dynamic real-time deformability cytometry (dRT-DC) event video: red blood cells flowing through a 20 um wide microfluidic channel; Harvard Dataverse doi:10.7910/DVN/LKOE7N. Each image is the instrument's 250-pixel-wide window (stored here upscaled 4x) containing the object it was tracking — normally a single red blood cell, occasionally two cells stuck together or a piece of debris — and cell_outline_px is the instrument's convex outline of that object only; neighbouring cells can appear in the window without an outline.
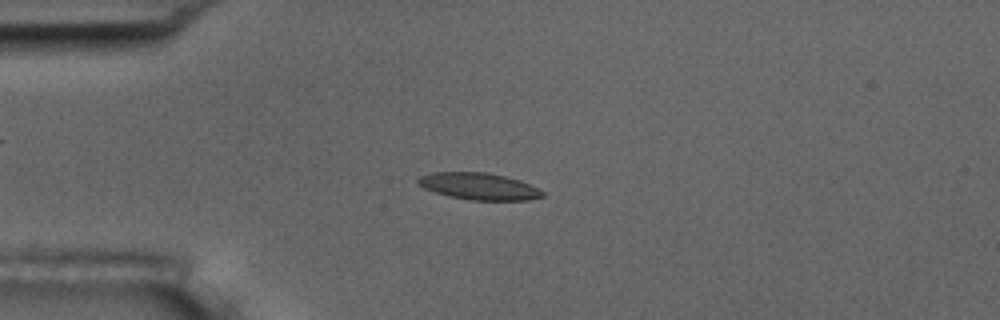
{"species": "common noctule bat (a hibernating species)", "species_latin": "Nyctalus noctula", "temperature_condition": "room temperature", "stored_images_in_passage": 56, "camera_frame_rate_fps": 3000, "um_per_image_px": 0.085, "animal": {"sex": "male", "body_mass_g": 17.5, "forearm_length_mm": 52.3}, "frame": {"image": 1, "passage_image": 14, "time_ms": 4.333, "image_size_px": [1000, 320], "cell_outline_px": [[544, 196], [528, 200], [472, 200], [448, 196], [424, 188], [416, 180], [420, 176], [432, 172], [484, 172], [504, 176], [520, 180], [544, 192]], "centroid_in_image_um": [40.7, 15.83], "position_along_channel_um": 44.3, "area_um2": 19.25}}
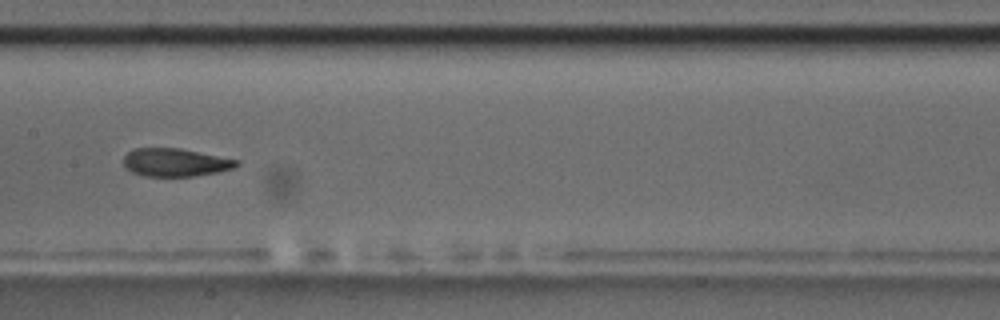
{"frame": {"image": 2, "passage_image": 28, "time_ms": 9.0, "image_size_px": [1000, 320], "cell_outline_px": [[240, 164], [236, 168], [216, 172], [192, 176], [144, 176], [132, 172], [124, 164], [124, 156], [132, 148], [180, 148], [240, 160]], "centroid_in_image_um": [14.93, 13.8], "position_along_channel_um": 192.5, "area_um2": 18.5}}
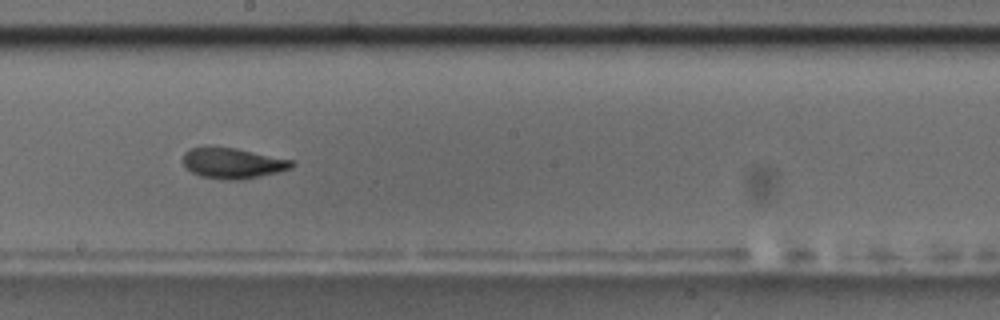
{"frame": {"image": 3, "passage_image": 31, "time_ms": 10.0, "image_size_px": [1000, 320], "cell_outline_px": [[296, 164], [292, 168], [276, 172], [240, 180], [224, 180], [200, 176], [192, 172], [184, 164], [184, 152], [192, 148], [204, 144], [236, 148], [296, 160]], "centroid_in_image_um": [19.79, 13.83], "position_along_channel_um": 228.4, "area_um2": 19.83}, "authors_computed_cell_mechanics": {"area_um2": 19.1607, "velocity_mm_per_s": 3.6101, "shape_relaxation_time_tau1_ms": 6.2035, "shape_relaxation_time_tau2_ms": 2.005, "deformation_change_tau1": 0.1825, "deformation_change_tau2": 0.0849}}